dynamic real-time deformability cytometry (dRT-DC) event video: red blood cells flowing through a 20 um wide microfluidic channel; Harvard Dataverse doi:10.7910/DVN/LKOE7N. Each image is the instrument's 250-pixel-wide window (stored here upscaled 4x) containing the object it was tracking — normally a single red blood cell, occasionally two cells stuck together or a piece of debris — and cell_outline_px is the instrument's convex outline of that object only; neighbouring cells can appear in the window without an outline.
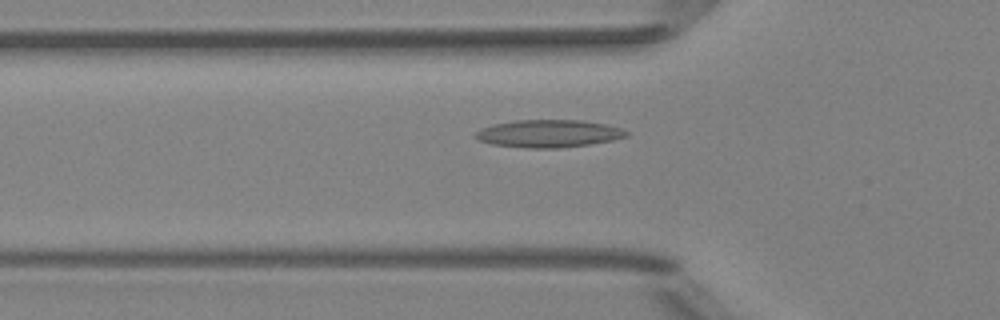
{"species": "Egyptian fruit bat (a non-hibernating species)", "species_latin": "Rousettus aegyptiacus", "temperature_condition": "room temperature", "stored_images_in_passage": 40, "camera_frame_rate_fps": 3000, "um_per_image_px": 0.085, "animal": {"sex": "female"}, "frame": {"image": 1, "passage_image": 12, "time_ms": 3.667, "image_size_px": [1000, 320], "cell_outline_px": [[632, 132], [628, 136], [612, 140], [588, 144], [560, 148], [524, 148], [492, 144], [480, 140], [472, 136], [480, 128], [492, 124], [516, 120], [580, 120], [608, 124]], "centroid_in_image_um": [46.64, 11.35], "position_along_channel_um": 79.2, "area_um2": 24.45}}
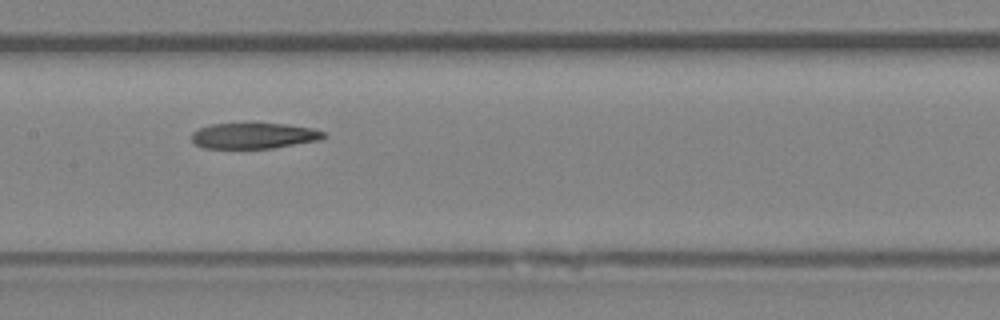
{"frame": {"image": 2, "passage_image": 20, "time_ms": 6.333, "image_size_px": [1000, 320], "cell_outline_px": [[328, 136], [320, 140], [272, 148], [204, 148], [196, 144], [192, 140], [192, 132], [200, 128], [212, 124], [284, 124], [312, 128], [324, 132]], "centroid_in_image_um": [21.6, 11.54], "position_along_channel_um": 185.8, "area_um2": 19.59}}
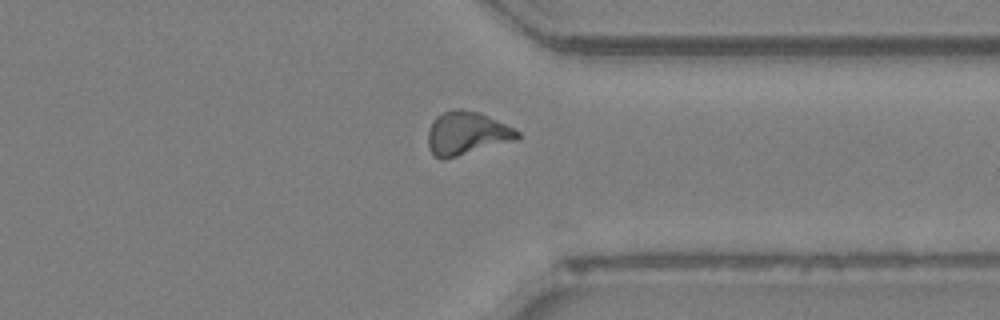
{"frame": {"image": 3, "passage_image": 34, "time_ms": 11.0, "image_size_px": [1000, 320], "cell_outline_px": [[520, 136], [516, 140], [444, 160], [440, 160], [432, 156], [428, 148], [428, 128], [432, 120], [436, 116], [452, 108], [464, 108], [480, 112], [520, 132]], "centroid_in_image_um": [39.61, 11.33], "position_along_channel_um": 371.8, "area_um2": 22.89}}